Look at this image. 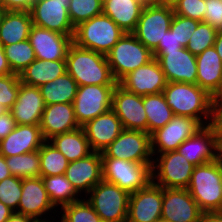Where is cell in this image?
I'll return each mask as SVG.
<instances>
[{"label": "cell", "mask_w": 222, "mask_h": 222, "mask_svg": "<svg viewBox=\"0 0 222 222\" xmlns=\"http://www.w3.org/2000/svg\"><path fill=\"white\" fill-rule=\"evenodd\" d=\"M91 204L102 222H126L130 193L116 184L102 180L87 194Z\"/></svg>", "instance_id": "8992f818"}, {"label": "cell", "mask_w": 222, "mask_h": 222, "mask_svg": "<svg viewBox=\"0 0 222 222\" xmlns=\"http://www.w3.org/2000/svg\"><path fill=\"white\" fill-rule=\"evenodd\" d=\"M173 17V8L155 5L148 1L132 34L153 51L170 29Z\"/></svg>", "instance_id": "9c48e42d"}, {"label": "cell", "mask_w": 222, "mask_h": 222, "mask_svg": "<svg viewBox=\"0 0 222 222\" xmlns=\"http://www.w3.org/2000/svg\"><path fill=\"white\" fill-rule=\"evenodd\" d=\"M102 171L103 180L129 193L143 189L152 182V164L102 157Z\"/></svg>", "instance_id": "52a82bcc"}, {"label": "cell", "mask_w": 222, "mask_h": 222, "mask_svg": "<svg viewBox=\"0 0 222 222\" xmlns=\"http://www.w3.org/2000/svg\"><path fill=\"white\" fill-rule=\"evenodd\" d=\"M197 85L211 96L222 81V61L214 46L196 56Z\"/></svg>", "instance_id": "83f0119b"}, {"label": "cell", "mask_w": 222, "mask_h": 222, "mask_svg": "<svg viewBox=\"0 0 222 222\" xmlns=\"http://www.w3.org/2000/svg\"><path fill=\"white\" fill-rule=\"evenodd\" d=\"M45 142L39 125H16L14 130L0 141V154L10 157L37 151Z\"/></svg>", "instance_id": "484cf974"}, {"label": "cell", "mask_w": 222, "mask_h": 222, "mask_svg": "<svg viewBox=\"0 0 222 222\" xmlns=\"http://www.w3.org/2000/svg\"><path fill=\"white\" fill-rule=\"evenodd\" d=\"M112 110L122 122L124 129L147 132L143 96L129 92L117 83L112 94Z\"/></svg>", "instance_id": "5bb4252c"}, {"label": "cell", "mask_w": 222, "mask_h": 222, "mask_svg": "<svg viewBox=\"0 0 222 222\" xmlns=\"http://www.w3.org/2000/svg\"><path fill=\"white\" fill-rule=\"evenodd\" d=\"M206 7L204 22L222 31V0H206Z\"/></svg>", "instance_id": "f6af8a7d"}, {"label": "cell", "mask_w": 222, "mask_h": 222, "mask_svg": "<svg viewBox=\"0 0 222 222\" xmlns=\"http://www.w3.org/2000/svg\"><path fill=\"white\" fill-rule=\"evenodd\" d=\"M39 126L45 141L80 128L72 103L46 105Z\"/></svg>", "instance_id": "d4e9b609"}, {"label": "cell", "mask_w": 222, "mask_h": 222, "mask_svg": "<svg viewBox=\"0 0 222 222\" xmlns=\"http://www.w3.org/2000/svg\"><path fill=\"white\" fill-rule=\"evenodd\" d=\"M6 8L4 7V5L2 3H0V24H1V21H2V18L6 12Z\"/></svg>", "instance_id": "94428289"}, {"label": "cell", "mask_w": 222, "mask_h": 222, "mask_svg": "<svg viewBox=\"0 0 222 222\" xmlns=\"http://www.w3.org/2000/svg\"><path fill=\"white\" fill-rule=\"evenodd\" d=\"M9 74H13V72L11 71L6 55L4 53V46L0 42V76H6Z\"/></svg>", "instance_id": "f907efd6"}, {"label": "cell", "mask_w": 222, "mask_h": 222, "mask_svg": "<svg viewBox=\"0 0 222 222\" xmlns=\"http://www.w3.org/2000/svg\"><path fill=\"white\" fill-rule=\"evenodd\" d=\"M103 0H70L68 13L75 28L80 23L102 14Z\"/></svg>", "instance_id": "74e56055"}, {"label": "cell", "mask_w": 222, "mask_h": 222, "mask_svg": "<svg viewBox=\"0 0 222 222\" xmlns=\"http://www.w3.org/2000/svg\"><path fill=\"white\" fill-rule=\"evenodd\" d=\"M125 33L109 16L101 14L75 27L73 43L106 56Z\"/></svg>", "instance_id": "277c9868"}, {"label": "cell", "mask_w": 222, "mask_h": 222, "mask_svg": "<svg viewBox=\"0 0 222 222\" xmlns=\"http://www.w3.org/2000/svg\"><path fill=\"white\" fill-rule=\"evenodd\" d=\"M113 78L118 83L128 73L151 61L152 51L132 33H125L106 55Z\"/></svg>", "instance_id": "5b68a950"}, {"label": "cell", "mask_w": 222, "mask_h": 222, "mask_svg": "<svg viewBox=\"0 0 222 222\" xmlns=\"http://www.w3.org/2000/svg\"><path fill=\"white\" fill-rule=\"evenodd\" d=\"M5 159L12 176L22 179L40 177L39 150L5 157Z\"/></svg>", "instance_id": "d590c367"}, {"label": "cell", "mask_w": 222, "mask_h": 222, "mask_svg": "<svg viewBox=\"0 0 222 222\" xmlns=\"http://www.w3.org/2000/svg\"><path fill=\"white\" fill-rule=\"evenodd\" d=\"M94 152L102 153L124 130L116 113L110 109L82 126Z\"/></svg>", "instance_id": "603a6c76"}, {"label": "cell", "mask_w": 222, "mask_h": 222, "mask_svg": "<svg viewBox=\"0 0 222 222\" xmlns=\"http://www.w3.org/2000/svg\"><path fill=\"white\" fill-rule=\"evenodd\" d=\"M16 126L15 120L10 110L0 114V141L11 133Z\"/></svg>", "instance_id": "7dc6e473"}, {"label": "cell", "mask_w": 222, "mask_h": 222, "mask_svg": "<svg viewBox=\"0 0 222 222\" xmlns=\"http://www.w3.org/2000/svg\"><path fill=\"white\" fill-rule=\"evenodd\" d=\"M66 72V60L44 61L35 59L19 74V77L20 81L26 85L40 87Z\"/></svg>", "instance_id": "f546056e"}, {"label": "cell", "mask_w": 222, "mask_h": 222, "mask_svg": "<svg viewBox=\"0 0 222 222\" xmlns=\"http://www.w3.org/2000/svg\"><path fill=\"white\" fill-rule=\"evenodd\" d=\"M187 190L203 213L222 211V163L216 159L194 167Z\"/></svg>", "instance_id": "3957f363"}, {"label": "cell", "mask_w": 222, "mask_h": 222, "mask_svg": "<svg viewBox=\"0 0 222 222\" xmlns=\"http://www.w3.org/2000/svg\"><path fill=\"white\" fill-rule=\"evenodd\" d=\"M181 48H183L181 42H179L175 33L169 29L162 41L159 42L158 46L152 52H173Z\"/></svg>", "instance_id": "bcb514c9"}, {"label": "cell", "mask_w": 222, "mask_h": 222, "mask_svg": "<svg viewBox=\"0 0 222 222\" xmlns=\"http://www.w3.org/2000/svg\"><path fill=\"white\" fill-rule=\"evenodd\" d=\"M163 94L174 115L193 118L202 126L215 123L212 96L199 85L168 82Z\"/></svg>", "instance_id": "6da1fadb"}, {"label": "cell", "mask_w": 222, "mask_h": 222, "mask_svg": "<svg viewBox=\"0 0 222 222\" xmlns=\"http://www.w3.org/2000/svg\"><path fill=\"white\" fill-rule=\"evenodd\" d=\"M173 10L176 15L204 22L206 0H179Z\"/></svg>", "instance_id": "ee69618b"}, {"label": "cell", "mask_w": 222, "mask_h": 222, "mask_svg": "<svg viewBox=\"0 0 222 222\" xmlns=\"http://www.w3.org/2000/svg\"><path fill=\"white\" fill-rule=\"evenodd\" d=\"M47 195L53 206L60 205L62 208L65 205L81 200L80 195L66 178L65 174L42 177Z\"/></svg>", "instance_id": "836d02e7"}, {"label": "cell", "mask_w": 222, "mask_h": 222, "mask_svg": "<svg viewBox=\"0 0 222 222\" xmlns=\"http://www.w3.org/2000/svg\"><path fill=\"white\" fill-rule=\"evenodd\" d=\"M4 53L11 71L18 75L36 59L34 49L28 39L4 46Z\"/></svg>", "instance_id": "8d00e7d4"}, {"label": "cell", "mask_w": 222, "mask_h": 222, "mask_svg": "<svg viewBox=\"0 0 222 222\" xmlns=\"http://www.w3.org/2000/svg\"><path fill=\"white\" fill-rule=\"evenodd\" d=\"M200 21L174 14L170 30L175 33L182 47L186 48Z\"/></svg>", "instance_id": "7bdbcfd3"}, {"label": "cell", "mask_w": 222, "mask_h": 222, "mask_svg": "<svg viewBox=\"0 0 222 222\" xmlns=\"http://www.w3.org/2000/svg\"><path fill=\"white\" fill-rule=\"evenodd\" d=\"M30 11L7 10L0 24L3 46L27 40L32 26Z\"/></svg>", "instance_id": "f1b7e54d"}, {"label": "cell", "mask_w": 222, "mask_h": 222, "mask_svg": "<svg viewBox=\"0 0 222 222\" xmlns=\"http://www.w3.org/2000/svg\"><path fill=\"white\" fill-rule=\"evenodd\" d=\"M40 177L65 174L69 161L49 141H45L39 149Z\"/></svg>", "instance_id": "e575fe53"}, {"label": "cell", "mask_w": 222, "mask_h": 222, "mask_svg": "<svg viewBox=\"0 0 222 222\" xmlns=\"http://www.w3.org/2000/svg\"><path fill=\"white\" fill-rule=\"evenodd\" d=\"M218 32L210 24L200 22L188 40L186 49L194 56L201 54L206 49L213 47Z\"/></svg>", "instance_id": "ab89813d"}, {"label": "cell", "mask_w": 222, "mask_h": 222, "mask_svg": "<svg viewBox=\"0 0 222 222\" xmlns=\"http://www.w3.org/2000/svg\"><path fill=\"white\" fill-rule=\"evenodd\" d=\"M22 196V178L10 176L0 181V201L14 212Z\"/></svg>", "instance_id": "b9f144b4"}, {"label": "cell", "mask_w": 222, "mask_h": 222, "mask_svg": "<svg viewBox=\"0 0 222 222\" xmlns=\"http://www.w3.org/2000/svg\"><path fill=\"white\" fill-rule=\"evenodd\" d=\"M101 156L153 164L151 135L144 131L124 129Z\"/></svg>", "instance_id": "30bf717a"}, {"label": "cell", "mask_w": 222, "mask_h": 222, "mask_svg": "<svg viewBox=\"0 0 222 222\" xmlns=\"http://www.w3.org/2000/svg\"><path fill=\"white\" fill-rule=\"evenodd\" d=\"M218 160L222 163V136H218Z\"/></svg>", "instance_id": "91938a15"}, {"label": "cell", "mask_w": 222, "mask_h": 222, "mask_svg": "<svg viewBox=\"0 0 222 222\" xmlns=\"http://www.w3.org/2000/svg\"><path fill=\"white\" fill-rule=\"evenodd\" d=\"M13 213L12 209L0 201V222H6Z\"/></svg>", "instance_id": "11a10c76"}, {"label": "cell", "mask_w": 222, "mask_h": 222, "mask_svg": "<svg viewBox=\"0 0 222 222\" xmlns=\"http://www.w3.org/2000/svg\"><path fill=\"white\" fill-rule=\"evenodd\" d=\"M61 211L63 214L60 222H102L100 216L84 198L63 206Z\"/></svg>", "instance_id": "f35d334b"}, {"label": "cell", "mask_w": 222, "mask_h": 222, "mask_svg": "<svg viewBox=\"0 0 222 222\" xmlns=\"http://www.w3.org/2000/svg\"><path fill=\"white\" fill-rule=\"evenodd\" d=\"M70 0H35L30 9L32 24L64 35H74L68 6Z\"/></svg>", "instance_id": "4fadbf2b"}, {"label": "cell", "mask_w": 222, "mask_h": 222, "mask_svg": "<svg viewBox=\"0 0 222 222\" xmlns=\"http://www.w3.org/2000/svg\"><path fill=\"white\" fill-rule=\"evenodd\" d=\"M177 151L195 167L218 159L217 125L203 126L183 141Z\"/></svg>", "instance_id": "9a60e30c"}, {"label": "cell", "mask_w": 222, "mask_h": 222, "mask_svg": "<svg viewBox=\"0 0 222 222\" xmlns=\"http://www.w3.org/2000/svg\"><path fill=\"white\" fill-rule=\"evenodd\" d=\"M51 210H54V206L49 200L43 179L41 177L23 178L22 196L16 212L33 217L37 221H47L50 219H47L44 214L48 215Z\"/></svg>", "instance_id": "7402d4cb"}, {"label": "cell", "mask_w": 222, "mask_h": 222, "mask_svg": "<svg viewBox=\"0 0 222 222\" xmlns=\"http://www.w3.org/2000/svg\"><path fill=\"white\" fill-rule=\"evenodd\" d=\"M143 106L147 116V133L150 135L175 116L163 92L143 96Z\"/></svg>", "instance_id": "d6a6232c"}, {"label": "cell", "mask_w": 222, "mask_h": 222, "mask_svg": "<svg viewBox=\"0 0 222 222\" xmlns=\"http://www.w3.org/2000/svg\"><path fill=\"white\" fill-rule=\"evenodd\" d=\"M212 108L215 116L222 111V81L219 88L212 95Z\"/></svg>", "instance_id": "681fc988"}, {"label": "cell", "mask_w": 222, "mask_h": 222, "mask_svg": "<svg viewBox=\"0 0 222 222\" xmlns=\"http://www.w3.org/2000/svg\"><path fill=\"white\" fill-rule=\"evenodd\" d=\"M48 141L59 150L69 162L84 158L93 152L82 127L71 132L53 136Z\"/></svg>", "instance_id": "4dcf8cb0"}, {"label": "cell", "mask_w": 222, "mask_h": 222, "mask_svg": "<svg viewBox=\"0 0 222 222\" xmlns=\"http://www.w3.org/2000/svg\"><path fill=\"white\" fill-rule=\"evenodd\" d=\"M167 83L162 68L155 58L128 73L118 82L127 91L140 96L163 92Z\"/></svg>", "instance_id": "d6986e66"}, {"label": "cell", "mask_w": 222, "mask_h": 222, "mask_svg": "<svg viewBox=\"0 0 222 222\" xmlns=\"http://www.w3.org/2000/svg\"><path fill=\"white\" fill-rule=\"evenodd\" d=\"M214 48L222 61V31H219L216 36V40L214 42Z\"/></svg>", "instance_id": "6f0895ef"}, {"label": "cell", "mask_w": 222, "mask_h": 222, "mask_svg": "<svg viewBox=\"0 0 222 222\" xmlns=\"http://www.w3.org/2000/svg\"><path fill=\"white\" fill-rule=\"evenodd\" d=\"M163 188L151 182L148 186L130 193L126 222L161 221Z\"/></svg>", "instance_id": "2e32d148"}, {"label": "cell", "mask_w": 222, "mask_h": 222, "mask_svg": "<svg viewBox=\"0 0 222 222\" xmlns=\"http://www.w3.org/2000/svg\"><path fill=\"white\" fill-rule=\"evenodd\" d=\"M203 126L195 119L186 116H174L164 127L151 134V151L153 156L175 151Z\"/></svg>", "instance_id": "7c38bea8"}, {"label": "cell", "mask_w": 222, "mask_h": 222, "mask_svg": "<svg viewBox=\"0 0 222 222\" xmlns=\"http://www.w3.org/2000/svg\"><path fill=\"white\" fill-rule=\"evenodd\" d=\"M12 176L6 164V159L0 154V181Z\"/></svg>", "instance_id": "db71d44e"}, {"label": "cell", "mask_w": 222, "mask_h": 222, "mask_svg": "<svg viewBox=\"0 0 222 222\" xmlns=\"http://www.w3.org/2000/svg\"><path fill=\"white\" fill-rule=\"evenodd\" d=\"M149 1L155 5L174 8V6L178 3L179 0H149Z\"/></svg>", "instance_id": "9f6ffc18"}, {"label": "cell", "mask_w": 222, "mask_h": 222, "mask_svg": "<svg viewBox=\"0 0 222 222\" xmlns=\"http://www.w3.org/2000/svg\"><path fill=\"white\" fill-rule=\"evenodd\" d=\"M200 222H222V211L203 213Z\"/></svg>", "instance_id": "816d5d0a"}, {"label": "cell", "mask_w": 222, "mask_h": 222, "mask_svg": "<svg viewBox=\"0 0 222 222\" xmlns=\"http://www.w3.org/2000/svg\"><path fill=\"white\" fill-rule=\"evenodd\" d=\"M215 124L217 125V134L222 136V111L215 116Z\"/></svg>", "instance_id": "680465c9"}, {"label": "cell", "mask_w": 222, "mask_h": 222, "mask_svg": "<svg viewBox=\"0 0 222 222\" xmlns=\"http://www.w3.org/2000/svg\"><path fill=\"white\" fill-rule=\"evenodd\" d=\"M202 214L187 189L163 188L161 221L200 222Z\"/></svg>", "instance_id": "e0dca14e"}, {"label": "cell", "mask_w": 222, "mask_h": 222, "mask_svg": "<svg viewBox=\"0 0 222 222\" xmlns=\"http://www.w3.org/2000/svg\"><path fill=\"white\" fill-rule=\"evenodd\" d=\"M149 0H103L102 14L109 16L124 32L132 33Z\"/></svg>", "instance_id": "4316f807"}, {"label": "cell", "mask_w": 222, "mask_h": 222, "mask_svg": "<svg viewBox=\"0 0 222 222\" xmlns=\"http://www.w3.org/2000/svg\"><path fill=\"white\" fill-rule=\"evenodd\" d=\"M37 222H51V221L47 220V221H37ZM52 222H54V221L52 220Z\"/></svg>", "instance_id": "6125c7cd"}, {"label": "cell", "mask_w": 222, "mask_h": 222, "mask_svg": "<svg viewBox=\"0 0 222 222\" xmlns=\"http://www.w3.org/2000/svg\"><path fill=\"white\" fill-rule=\"evenodd\" d=\"M115 86L84 85L78 87L72 104L80 127L112 109V94Z\"/></svg>", "instance_id": "8fae6325"}, {"label": "cell", "mask_w": 222, "mask_h": 222, "mask_svg": "<svg viewBox=\"0 0 222 222\" xmlns=\"http://www.w3.org/2000/svg\"><path fill=\"white\" fill-rule=\"evenodd\" d=\"M73 36L32 25L28 41L34 49L36 59L66 60Z\"/></svg>", "instance_id": "ffe728a7"}, {"label": "cell", "mask_w": 222, "mask_h": 222, "mask_svg": "<svg viewBox=\"0 0 222 222\" xmlns=\"http://www.w3.org/2000/svg\"><path fill=\"white\" fill-rule=\"evenodd\" d=\"M6 222H37L33 217L14 212Z\"/></svg>", "instance_id": "f5cc1de1"}, {"label": "cell", "mask_w": 222, "mask_h": 222, "mask_svg": "<svg viewBox=\"0 0 222 222\" xmlns=\"http://www.w3.org/2000/svg\"><path fill=\"white\" fill-rule=\"evenodd\" d=\"M67 73L78 86L117 85L112 76L107 57L72 43L66 57Z\"/></svg>", "instance_id": "7a4b0ae2"}, {"label": "cell", "mask_w": 222, "mask_h": 222, "mask_svg": "<svg viewBox=\"0 0 222 222\" xmlns=\"http://www.w3.org/2000/svg\"><path fill=\"white\" fill-rule=\"evenodd\" d=\"M158 61L167 82L197 84V63L194 56L186 48L173 52H152Z\"/></svg>", "instance_id": "ac0fdd59"}, {"label": "cell", "mask_w": 222, "mask_h": 222, "mask_svg": "<svg viewBox=\"0 0 222 222\" xmlns=\"http://www.w3.org/2000/svg\"><path fill=\"white\" fill-rule=\"evenodd\" d=\"M78 87L76 81L66 72L52 82L41 85L39 89L45 105H51L56 103H73Z\"/></svg>", "instance_id": "1f68e13d"}, {"label": "cell", "mask_w": 222, "mask_h": 222, "mask_svg": "<svg viewBox=\"0 0 222 222\" xmlns=\"http://www.w3.org/2000/svg\"><path fill=\"white\" fill-rule=\"evenodd\" d=\"M45 106L39 87L26 85L20 81L17 100L10 112L16 125H39Z\"/></svg>", "instance_id": "cb8c5ba5"}, {"label": "cell", "mask_w": 222, "mask_h": 222, "mask_svg": "<svg viewBox=\"0 0 222 222\" xmlns=\"http://www.w3.org/2000/svg\"><path fill=\"white\" fill-rule=\"evenodd\" d=\"M35 0H0L6 10L30 11Z\"/></svg>", "instance_id": "c3c4849f"}, {"label": "cell", "mask_w": 222, "mask_h": 222, "mask_svg": "<svg viewBox=\"0 0 222 222\" xmlns=\"http://www.w3.org/2000/svg\"><path fill=\"white\" fill-rule=\"evenodd\" d=\"M20 87L18 74L0 76V114L10 110L17 100Z\"/></svg>", "instance_id": "60d3db41"}, {"label": "cell", "mask_w": 222, "mask_h": 222, "mask_svg": "<svg viewBox=\"0 0 222 222\" xmlns=\"http://www.w3.org/2000/svg\"><path fill=\"white\" fill-rule=\"evenodd\" d=\"M66 178L81 195L86 194L103 180L102 156L100 152H92L79 160L69 162L65 172Z\"/></svg>", "instance_id": "44dd1931"}, {"label": "cell", "mask_w": 222, "mask_h": 222, "mask_svg": "<svg viewBox=\"0 0 222 222\" xmlns=\"http://www.w3.org/2000/svg\"><path fill=\"white\" fill-rule=\"evenodd\" d=\"M194 167L177 150L157 154L152 164V182L162 188L187 189Z\"/></svg>", "instance_id": "ba28073f"}]
</instances>
